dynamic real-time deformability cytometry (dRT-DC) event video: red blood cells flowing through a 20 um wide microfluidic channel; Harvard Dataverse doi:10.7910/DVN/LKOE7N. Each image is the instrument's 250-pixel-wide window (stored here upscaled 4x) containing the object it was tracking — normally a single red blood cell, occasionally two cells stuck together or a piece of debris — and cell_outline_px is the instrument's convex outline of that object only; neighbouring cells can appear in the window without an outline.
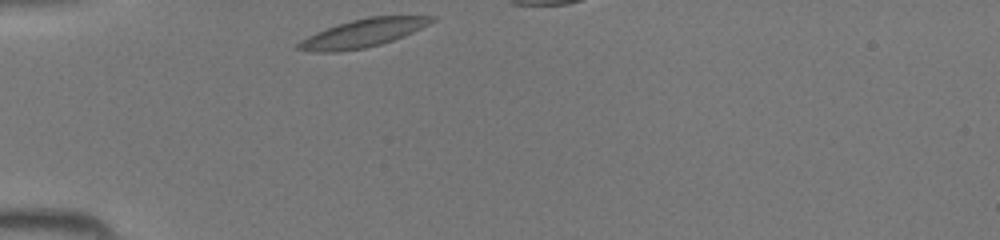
{"species": "common noctule bat (a hibernating species)", "species_latin": "Nyctalus noctula", "temperature_condition": "room temperature", "stored_images_in_passage": 11, "camera_frame_rate_fps": 3000, "um_per_image_px": 0.085, "animal": {"sex": "female", "body_mass_g": 19.5, "forearm_length_mm": 54.1}, "frame": {"image": 1, "passage_image": 1, "time_ms": 0.0, "image_size_px": [1000, 240], "cell_outline_px": [[436, 20], [404, 36], [380, 44], [364, 48], [336, 52], [312, 52], [296, 48], [296, 44], [300, 40], [316, 32], [352, 20], [368, 16], [436, 16]], "centroid_in_image_um": [30.83, 2.82], "position_along_channel_um": 54.2, "area_um2": 21.56}}
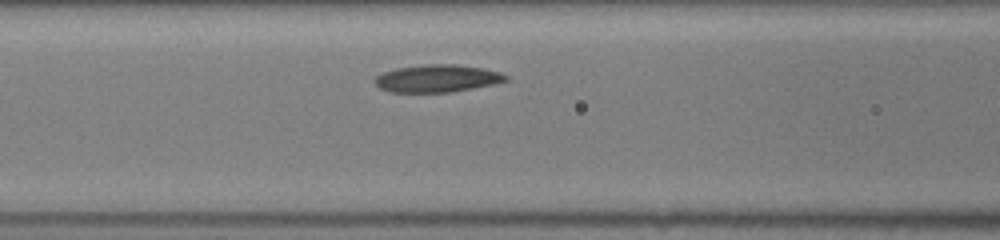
{"frame": {"image": 2, "passage_image": 7, "time_ms": 2.0, "image_size_px": [1000, 240], "cell_outline_px": [[508, 80], [492, 84], [452, 92], [388, 92], [380, 88], [372, 80], [376, 76], [384, 72], [396, 68], [428, 64], [456, 64], [480, 68], [500, 72], [508, 76]], "centroid_in_image_um": [37.13, 6.67], "position_along_channel_um": 129.5, "area_um2": 20.87}}
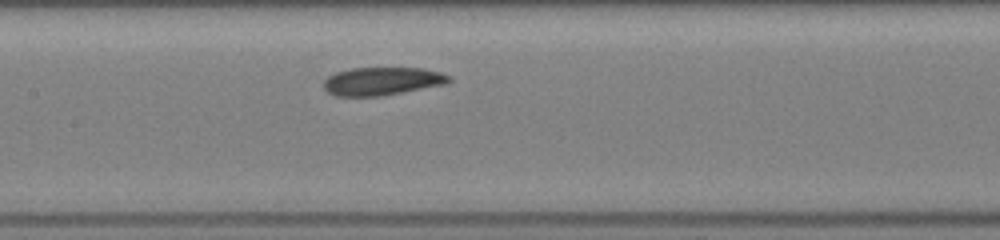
{"frame": {"image": 3, "passage_image": 10, "time_ms": 3.0, "image_size_px": [1000, 240], "cell_outline_px": [[452, 80], [444, 84], [380, 96], [336, 96], [328, 92], [324, 88], [324, 80], [328, 76], [336, 72], [352, 68], [424, 68], [440, 72], [448, 76]], "centroid_in_image_um": [32.45, 6.89], "position_along_channel_um": 175.0, "area_um2": 20.29}}